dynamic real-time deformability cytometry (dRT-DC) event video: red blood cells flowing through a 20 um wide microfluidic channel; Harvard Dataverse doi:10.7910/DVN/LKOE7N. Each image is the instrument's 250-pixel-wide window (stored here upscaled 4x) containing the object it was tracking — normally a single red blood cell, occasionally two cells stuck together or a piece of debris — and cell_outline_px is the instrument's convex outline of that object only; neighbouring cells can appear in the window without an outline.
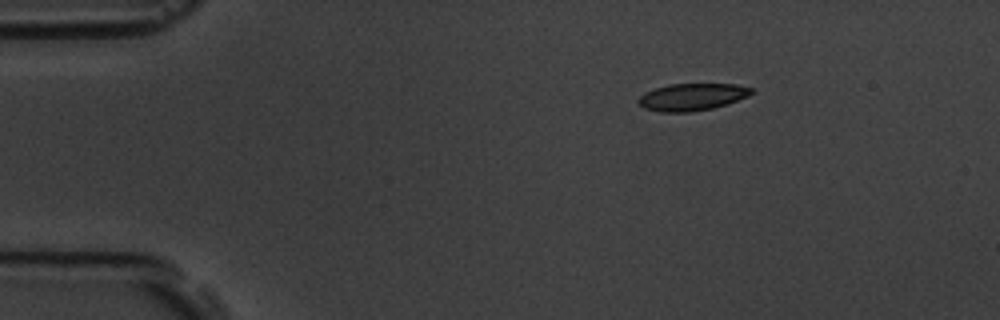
{"species": "common noctule bat (a hibernating species)", "species_latin": "Nyctalus noctula", "temperature_condition": "room temperature", "stored_images_in_passage": 3, "camera_frame_rate_fps": 3000, "um_per_image_px": 0.085, "animal": {"sex": "male", "body_mass_g": 19.5, "forearm_length_mm": 54.6}, "frame": {"image": 1, "passage_image": 1, "time_ms": 0.0, "image_size_px": [1000, 320], "cell_outline_px": [[756, 92], [748, 96], [712, 108], [688, 112], [660, 112], [644, 108], [636, 100], [644, 92], [668, 84], [736, 84], [752, 88]], "centroid_in_image_um": [58.81, 8.23], "position_along_channel_um": 26.2, "area_um2": 17.8}}